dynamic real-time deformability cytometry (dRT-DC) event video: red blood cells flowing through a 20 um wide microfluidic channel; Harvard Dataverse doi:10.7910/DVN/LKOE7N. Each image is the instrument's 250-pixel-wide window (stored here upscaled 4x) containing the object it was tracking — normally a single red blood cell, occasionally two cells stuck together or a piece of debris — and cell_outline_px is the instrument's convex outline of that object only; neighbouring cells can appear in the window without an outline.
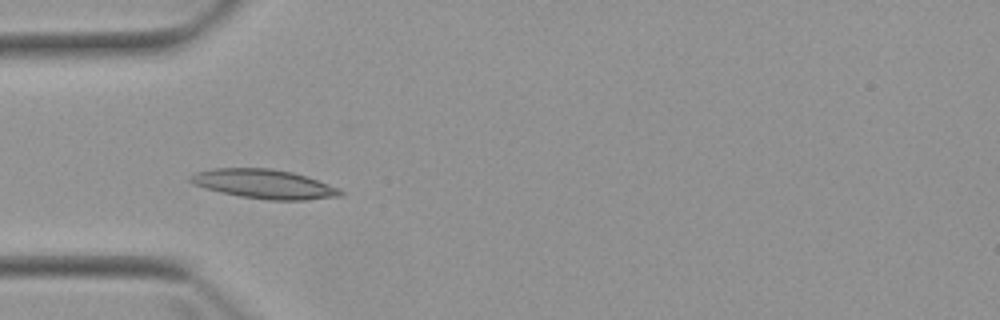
{"species": "Egyptian fruit bat (a non-hibernating species)", "species_latin": "Rousettus aegyptiacus", "temperature_condition": "warm", "stored_images_in_passage": 6, "camera_frame_rate_fps": 3000, "um_per_image_px": 0.085, "animal": {"sex": "female"}, "frame": {"image": 1, "passage_image": 5, "time_ms": 4.667, "image_size_px": [1000, 320], "cell_outline_px": [[344, 196], [308, 200], [268, 200], [240, 196], [220, 192], [204, 188], [192, 184], [188, 180], [188, 176], [196, 172], [212, 168], [272, 168], [292, 172], [328, 184], [344, 192]], "centroid_in_image_um": [22.41, 15.64], "position_along_channel_um": 62.6, "area_um2": 25.61}}
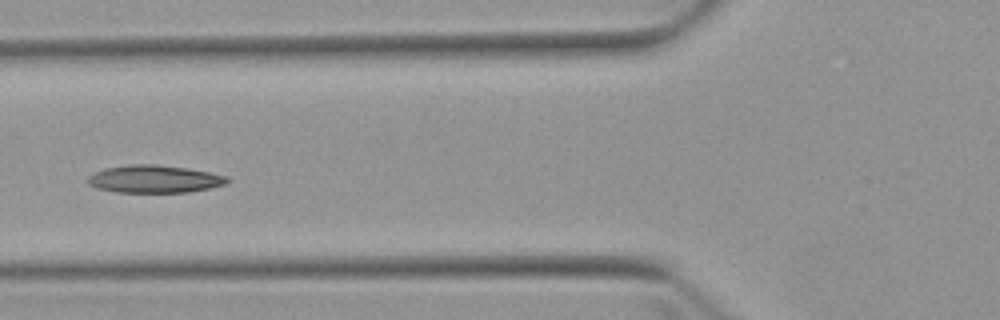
{"frame": {"image": 2, "passage_image": 6, "time_ms": 6.0, "image_size_px": [1000, 320], "cell_outline_px": [[232, 180], [224, 184], [212, 188], [188, 192], [116, 192], [96, 188], [88, 184], [88, 176], [104, 168], [128, 164], [152, 164], [188, 168], [228, 176]], "centroid_in_image_um": [13.14, 15.21], "position_along_channel_um": 112.7, "area_um2": 22.54}}